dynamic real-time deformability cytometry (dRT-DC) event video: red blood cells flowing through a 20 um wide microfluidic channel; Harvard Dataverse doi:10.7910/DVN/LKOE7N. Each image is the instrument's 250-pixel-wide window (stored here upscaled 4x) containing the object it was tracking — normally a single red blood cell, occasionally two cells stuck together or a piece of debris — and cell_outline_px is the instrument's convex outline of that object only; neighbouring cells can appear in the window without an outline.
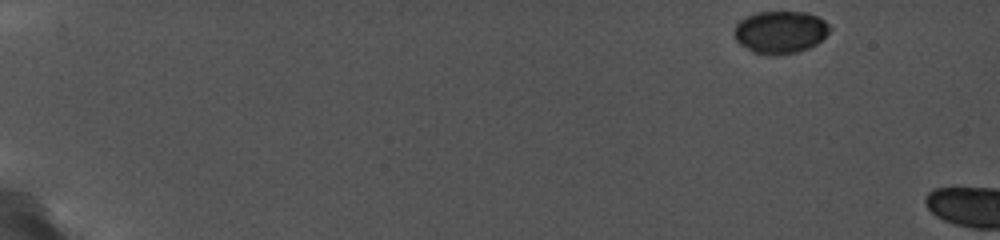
{"species": "common noctule bat (a hibernating species)", "species_latin": "Nyctalus noctula", "temperature_condition": "cold", "stored_images_in_passage": 9, "camera_frame_rate_fps": 5000, "um_per_image_px": 0.085, "animal": {"sex": "female", "body_mass_g": 19.0, "forearm_length_mm": 56.7}, "frame": {"image": 1, "passage_image": 1, "time_ms": 0.0, "image_size_px": [1000, 240], "cell_outline_px": [[832, 28], [816, 44], [808, 48], [796, 52], [776, 56], [772, 56], [752, 52], [740, 44], [736, 40], [732, 32], [736, 24], [740, 20], [756, 12], [808, 12], [824, 20]], "centroid_in_image_um": [66.29, 2.74], "position_along_channel_um": 18.7, "area_um2": 23.76}}